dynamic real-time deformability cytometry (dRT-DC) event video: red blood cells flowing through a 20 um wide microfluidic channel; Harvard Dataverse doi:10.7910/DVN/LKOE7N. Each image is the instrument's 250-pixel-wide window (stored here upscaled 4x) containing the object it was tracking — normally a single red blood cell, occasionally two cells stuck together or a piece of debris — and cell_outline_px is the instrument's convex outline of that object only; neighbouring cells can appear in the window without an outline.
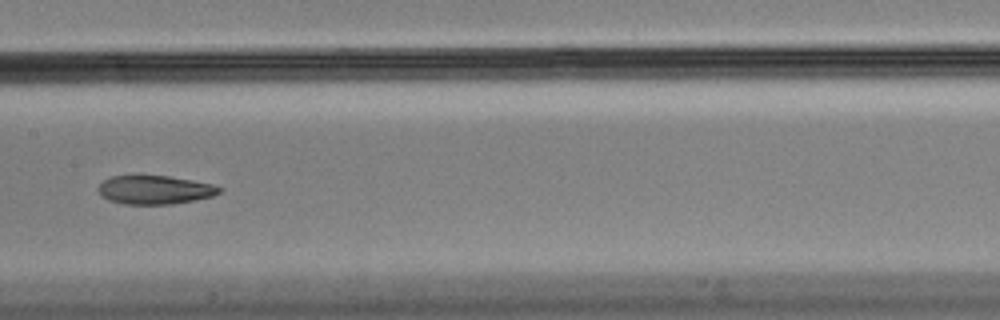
{"species": "Egyptian fruit bat (a non-hibernating species)", "species_latin": "Rousettus aegyptiacus", "temperature_condition": "cold", "stored_images_in_passage": 5, "camera_frame_rate_fps": 3000, "um_per_image_px": 0.085, "animal": {"sex": "male"}, "frame": {"image": 1, "passage_image": 4, "time_ms": 1.0, "image_size_px": [1000, 320], "cell_outline_px": [[224, 188], [220, 192], [212, 196], [196, 200], [172, 204], [124, 204], [108, 200], [100, 196], [96, 188], [104, 180], [112, 176], [168, 176], [192, 180], [212, 184]], "centroid_in_image_um": [13.14, 16.14], "position_along_channel_um": 194.3, "area_um2": 20.29}}
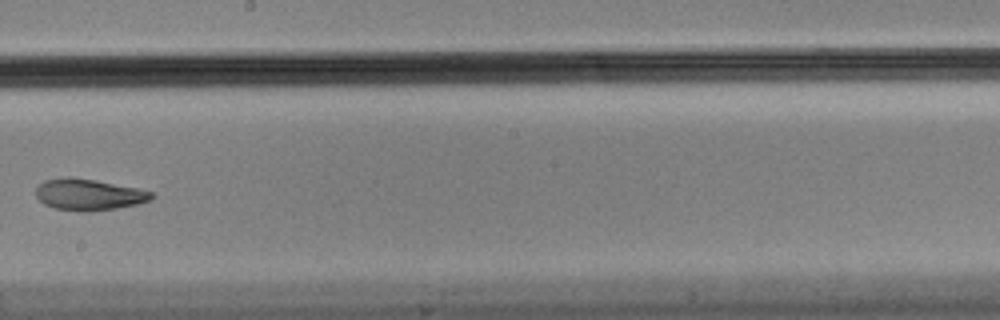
{"frame": {"image": 2, "passage_image": 5, "time_ms": 1.333, "image_size_px": [1000, 320], "cell_outline_px": [[156, 196], [152, 200], [136, 204], [116, 208], [56, 208], [44, 204], [36, 196], [36, 188], [44, 180], [68, 176], [96, 180], [136, 188], [152, 192]], "centroid_in_image_um": [7.56, 16.48], "position_along_channel_um": 240.6, "area_um2": 20.17}}